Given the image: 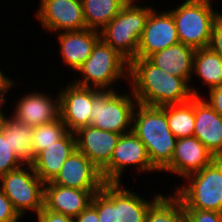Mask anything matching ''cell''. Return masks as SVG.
I'll return each mask as SVG.
<instances>
[{
    "label": "cell",
    "instance_id": "8992f818",
    "mask_svg": "<svg viewBox=\"0 0 222 222\" xmlns=\"http://www.w3.org/2000/svg\"><path fill=\"white\" fill-rule=\"evenodd\" d=\"M77 71L82 72L81 75L84 78L73 84L89 88L92 86V88H100V90H114L111 84L117 82V79H123V76L129 79V75H127L129 74V61L100 39L89 58Z\"/></svg>",
    "mask_w": 222,
    "mask_h": 222
},
{
    "label": "cell",
    "instance_id": "83f0119b",
    "mask_svg": "<svg viewBox=\"0 0 222 222\" xmlns=\"http://www.w3.org/2000/svg\"><path fill=\"white\" fill-rule=\"evenodd\" d=\"M61 118L33 128L32 147L35 156L46 147L63 138L68 133Z\"/></svg>",
    "mask_w": 222,
    "mask_h": 222
},
{
    "label": "cell",
    "instance_id": "6da1fadb",
    "mask_svg": "<svg viewBox=\"0 0 222 222\" xmlns=\"http://www.w3.org/2000/svg\"><path fill=\"white\" fill-rule=\"evenodd\" d=\"M128 75L131 94L142 105L163 107L182 104L200 96L197 89L189 87L187 79L164 72L147 58L132 59Z\"/></svg>",
    "mask_w": 222,
    "mask_h": 222
},
{
    "label": "cell",
    "instance_id": "7c38bea8",
    "mask_svg": "<svg viewBox=\"0 0 222 222\" xmlns=\"http://www.w3.org/2000/svg\"><path fill=\"white\" fill-rule=\"evenodd\" d=\"M59 93L60 118L68 131L76 132L81 127L89 126L94 88L71 83Z\"/></svg>",
    "mask_w": 222,
    "mask_h": 222
},
{
    "label": "cell",
    "instance_id": "5bb4252c",
    "mask_svg": "<svg viewBox=\"0 0 222 222\" xmlns=\"http://www.w3.org/2000/svg\"><path fill=\"white\" fill-rule=\"evenodd\" d=\"M52 182L76 189H102L105 183L101 171L77 149L67 158Z\"/></svg>",
    "mask_w": 222,
    "mask_h": 222
},
{
    "label": "cell",
    "instance_id": "f1b7e54d",
    "mask_svg": "<svg viewBox=\"0 0 222 222\" xmlns=\"http://www.w3.org/2000/svg\"><path fill=\"white\" fill-rule=\"evenodd\" d=\"M91 205L98 212L99 222H115V182H105L93 195Z\"/></svg>",
    "mask_w": 222,
    "mask_h": 222
},
{
    "label": "cell",
    "instance_id": "52a82bcc",
    "mask_svg": "<svg viewBox=\"0 0 222 222\" xmlns=\"http://www.w3.org/2000/svg\"><path fill=\"white\" fill-rule=\"evenodd\" d=\"M131 95L133 97L128 94H116L114 90L94 88L90 125L118 134L131 132L135 103H138L134 95Z\"/></svg>",
    "mask_w": 222,
    "mask_h": 222
},
{
    "label": "cell",
    "instance_id": "e575fe53",
    "mask_svg": "<svg viewBox=\"0 0 222 222\" xmlns=\"http://www.w3.org/2000/svg\"><path fill=\"white\" fill-rule=\"evenodd\" d=\"M207 103L222 116V85L209 90V102Z\"/></svg>",
    "mask_w": 222,
    "mask_h": 222
},
{
    "label": "cell",
    "instance_id": "7a4b0ae2",
    "mask_svg": "<svg viewBox=\"0 0 222 222\" xmlns=\"http://www.w3.org/2000/svg\"><path fill=\"white\" fill-rule=\"evenodd\" d=\"M133 113L132 131L144 143L151 164L162 171L170 162L177 138L168 126L166 106L137 103Z\"/></svg>",
    "mask_w": 222,
    "mask_h": 222
},
{
    "label": "cell",
    "instance_id": "44dd1931",
    "mask_svg": "<svg viewBox=\"0 0 222 222\" xmlns=\"http://www.w3.org/2000/svg\"><path fill=\"white\" fill-rule=\"evenodd\" d=\"M194 53V48L178 42L150 55L147 59L164 72L189 81L193 74Z\"/></svg>",
    "mask_w": 222,
    "mask_h": 222
},
{
    "label": "cell",
    "instance_id": "74e56055",
    "mask_svg": "<svg viewBox=\"0 0 222 222\" xmlns=\"http://www.w3.org/2000/svg\"><path fill=\"white\" fill-rule=\"evenodd\" d=\"M5 95H0V116L3 114V112L1 111V107L4 104V102H6V99L4 98Z\"/></svg>",
    "mask_w": 222,
    "mask_h": 222
},
{
    "label": "cell",
    "instance_id": "ac0fdd59",
    "mask_svg": "<svg viewBox=\"0 0 222 222\" xmlns=\"http://www.w3.org/2000/svg\"><path fill=\"white\" fill-rule=\"evenodd\" d=\"M215 158H222V116L200 96H195L194 134Z\"/></svg>",
    "mask_w": 222,
    "mask_h": 222
},
{
    "label": "cell",
    "instance_id": "484cf974",
    "mask_svg": "<svg viewBox=\"0 0 222 222\" xmlns=\"http://www.w3.org/2000/svg\"><path fill=\"white\" fill-rule=\"evenodd\" d=\"M168 126L177 138L191 137L195 125V96L188 102L166 106Z\"/></svg>",
    "mask_w": 222,
    "mask_h": 222
},
{
    "label": "cell",
    "instance_id": "4fadbf2b",
    "mask_svg": "<svg viewBox=\"0 0 222 222\" xmlns=\"http://www.w3.org/2000/svg\"><path fill=\"white\" fill-rule=\"evenodd\" d=\"M74 133L77 150L102 171L110 163L121 134L97 129L91 125L81 127Z\"/></svg>",
    "mask_w": 222,
    "mask_h": 222
},
{
    "label": "cell",
    "instance_id": "603a6c76",
    "mask_svg": "<svg viewBox=\"0 0 222 222\" xmlns=\"http://www.w3.org/2000/svg\"><path fill=\"white\" fill-rule=\"evenodd\" d=\"M149 202L115 182V222H145L150 206L161 196Z\"/></svg>",
    "mask_w": 222,
    "mask_h": 222
},
{
    "label": "cell",
    "instance_id": "ffe728a7",
    "mask_svg": "<svg viewBox=\"0 0 222 222\" xmlns=\"http://www.w3.org/2000/svg\"><path fill=\"white\" fill-rule=\"evenodd\" d=\"M101 39L100 31L86 28L59 33L60 53L64 63L76 70L89 58L96 43Z\"/></svg>",
    "mask_w": 222,
    "mask_h": 222
},
{
    "label": "cell",
    "instance_id": "cb8c5ba5",
    "mask_svg": "<svg viewBox=\"0 0 222 222\" xmlns=\"http://www.w3.org/2000/svg\"><path fill=\"white\" fill-rule=\"evenodd\" d=\"M86 28L101 31L129 0H81Z\"/></svg>",
    "mask_w": 222,
    "mask_h": 222
},
{
    "label": "cell",
    "instance_id": "4316f807",
    "mask_svg": "<svg viewBox=\"0 0 222 222\" xmlns=\"http://www.w3.org/2000/svg\"><path fill=\"white\" fill-rule=\"evenodd\" d=\"M145 222H185L183 205L176 195H161L149 208Z\"/></svg>",
    "mask_w": 222,
    "mask_h": 222
},
{
    "label": "cell",
    "instance_id": "277c9868",
    "mask_svg": "<svg viewBox=\"0 0 222 222\" xmlns=\"http://www.w3.org/2000/svg\"><path fill=\"white\" fill-rule=\"evenodd\" d=\"M188 186L179 187L175 195L183 209L222 213V158H215L202 170L186 176Z\"/></svg>",
    "mask_w": 222,
    "mask_h": 222
},
{
    "label": "cell",
    "instance_id": "d6a6232c",
    "mask_svg": "<svg viewBox=\"0 0 222 222\" xmlns=\"http://www.w3.org/2000/svg\"><path fill=\"white\" fill-rule=\"evenodd\" d=\"M213 52L219 54L222 57V14L217 17L208 46Z\"/></svg>",
    "mask_w": 222,
    "mask_h": 222
},
{
    "label": "cell",
    "instance_id": "ba28073f",
    "mask_svg": "<svg viewBox=\"0 0 222 222\" xmlns=\"http://www.w3.org/2000/svg\"><path fill=\"white\" fill-rule=\"evenodd\" d=\"M0 182L1 190L21 217L28 209L36 214L43 209L45 183L34 172L32 164L0 176Z\"/></svg>",
    "mask_w": 222,
    "mask_h": 222
},
{
    "label": "cell",
    "instance_id": "d4e9b609",
    "mask_svg": "<svg viewBox=\"0 0 222 222\" xmlns=\"http://www.w3.org/2000/svg\"><path fill=\"white\" fill-rule=\"evenodd\" d=\"M193 72L200 76L208 89L222 85V57L209 47L196 49L193 58Z\"/></svg>",
    "mask_w": 222,
    "mask_h": 222
},
{
    "label": "cell",
    "instance_id": "1f68e13d",
    "mask_svg": "<svg viewBox=\"0 0 222 222\" xmlns=\"http://www.w3.org/2000/svg\"><path fill=\"white\" fill-rule=\"evenodd\" d=\"M20 218L22 217L0 188V222H18Z\"/></svg>",
    "mask_w": 222,
    "mask_h": 222
},
{
    "label": "cell",
    "instance_id": "4dcf8cb0",
    "mask_svg": "<svg viewBox=\"0 0 222 222\" xmlns=\"http://www.w3.org/2000/svg\"><path fill=\"white\" fill-rule=\"evenodd\" d=\"M185 222H222V213L198 210V209H184Z\"/></svg>",
    "mask_w": 222,
    "mask_h": 222
},
{
    "label": "cell",
    "instance_id": "9a60e30c",
    "mask_svg": "<svg viewBox=\"0 0 222 222\" xmlns=\"http://www.w3.org/2000/svg\"><path fill=\"white\" fill-rule=\"evenodd\" d=\"M100 190L76 189L47 182L44 186V208L75 218L91 204L93 195Z\"/></svg>",
    "mask_w": 222,
    "mask_h": 222
},
{
    "label": "cell",
    "instance_id": "7402d4cb",
    "mask_svg": "<svg viewBox=\"0 0 222 222\" xmlns=\"http://www.w3.org/2000/svg\"><path fill=\"white\" fill-rule=\"evenodd\" d=\"M33 128L17 119L0 116V130L4 135H8V143L14 154L23 164H32L36 156L33 153L32 136Z\"/></svg>",
    "mask_w": 222,
    "mask_h": 222
},
{
    "label": "cell",
    "instance_id": "3957f363",
    "mask_svg": "<svg viewBox=\"0 0 222 222\" xmlns=\"http://www.w3.org/2000/svg\"><path fill=\"white\" fill-rule=\"evenodd\" d=\"M129 0L101 31V39L129 62L136 57L140 38L152 7L136 5Z\"/></svg>",
    "mask_w": 222,
    "mask_h": 222
},
{
    "label": "cell",
    "instance_id": "f546056e",
    "mask_svg": "<svg viewBox=\"0 0 222 222\" xmlns=\"http://www.w3.org/2000/svg\"><path fill=\"white\" fill-rule=\"evenodd\" d=\"M25 166L21 160L14 154L8 143V135H4L0 130V176Z\"/></svg>",
    "mask_w": 222,
    "mask_h": 222
},
{
    "label": "cell",
    "instance_id": "8d00e7d4",
    "mask_svg": "<svg viewBox=\"0 0 222 222\" xmlns=\"http://www.w3.org/2000/svg\"><path fill=\"white\" fill-rule=\"evenodd\" d=\"M14 82L6 77V75L3 74L0 70V95H5L8 90H10V87H13Z\"/></svg>",
    "mask_w": 222,
    "mask_h": 222
},
{
    "label": "cell",
    "instance_id": "9c48e42d",
    "mask_svg": "<svg viewBox=\"0 0 222 222\" xmlns=\"http://www.w3.org/2000/svg\"><path fill=\"white\" fill-rule=\"evenodd\" d=\"M130 165H137L140 172L157 170L150 162L144 143L133 131L121 134L110 163L101 171L104 182H120L124 168Z\"/></svg>",
    "mask_w": 222,
    "mask_h": 222
},
{
    "label": "cell",
    "instance_id": "836d02e7",
    "mask_svg": "<svg viewBox=\"0 0 222 222\" xmlns=\"http://www.w3.org/2000/svg\"><path fill=\"white\" fill-rule=\"evenodd\" d=\"M38 222H75L73 217L51 212L43 207L37 214Z\"/></svg>",
    "mask_w": 222,
    "mask_h": 222
},
{
    "label": "cell",
    "instance_id": "2e32d148",
    "mask_svg": "<svg viewBox=\"0 0 222 222\" xmlns=\"http://www.w3.org/2000/svg\"><path fill=\"white\" fill-rule=\"evenodd\" d=\"M215 157L195 136L177 139L171 162L162 170L186 177L202 170Z\"/></svg>",
    "mask_w": 222,
    "mask_h": 222
},
{
    "label": "cell",
    "instance_id": "e0dca14e",
    "mask_svg": "<svg viewBox=\"0 0 222 222\" xmlns=\"http://www.w3.org/2000/svg\"><path fill=\"white\" fill-rule=\"evenodd\" d=\"M55 98L56 101L43 93L25 94L18 100L12 117L31 127L51 123L60 118V95Z\"/></svg>",
    "mask_w": 222,
    "mask_h": 222
},
{
    "label": "cell",
    "instance_id": "8fae6325",
    "mask_svg": "<svg viewBox=\"0 0 222 222\" xmlns=\"http://www.w3.org/2000/svg\"><path fill=\"white\" fill-rule=\"evenodd\" d=\"M180 42L176 25L170 11L158 13L152 9L143 29L135 58L150 55Z\"/></svg>",
    "mask_w": 222,
    "mask_h": 222
},
{
    "label": "cell",
    "instance_id": "30bf717a",
    "mask_svg": "<svg viewBox=\"0 0 222 222\" xmlns=\"http://www.w3.org/2000/svg\"><path fill=\"white\" fill-rule=\"evenodd\" d=\"M37 18L48 31L86 29L81 0H40Z\"/></svg>",
    "mask_w": 222,
    "mask_h": 222
},
{
    "label": "cell",
    "instance_id": "5b68a950",
    "mask_svg": "<svg viewBox=\"0 0 222 222\" xmlns=\"http://www.w3.org/2000/svg\"><path fill=\"white\" fill-rule=\"evenodd\" d=\"M211 3L210 0H186L170 10L180 43L195 50L209 46L213 25L220 15Z\"/></svg>",
    "mask_w": 222,
    "mask_h": 222
},
{
    "label": "cell",
    "instance_id": "d590c367",
    "mask_svg": "<svg viewBox=\"0 0 222 222\" xmlns=\"http://www.w3.org/2000/svg\"><path fill=\"white\" fill-rule=\"evenodd\" d=\"M75 222H99L97 210L90 204L78 216L74 218Z\"/></svg>",
    "mask_w": 222,
    "mask_h": 222
},
{
    "label": "cell",
    "instance_id": "d6986e66",
    "mask_svg": "<svg viewBox=\"0 0 222 222\" xmlns=\"http://www.w3.org/2000/svg\"><path fill=\"white\" fill-rule=\"evenodd\" d=\"M77 149L74 132L41 150L32 163L34 172L44 182H51L60 173L67 158Z\"/></svg>",
    "mask_w": 222,
    "mask_h": 222
}]
</instances>
